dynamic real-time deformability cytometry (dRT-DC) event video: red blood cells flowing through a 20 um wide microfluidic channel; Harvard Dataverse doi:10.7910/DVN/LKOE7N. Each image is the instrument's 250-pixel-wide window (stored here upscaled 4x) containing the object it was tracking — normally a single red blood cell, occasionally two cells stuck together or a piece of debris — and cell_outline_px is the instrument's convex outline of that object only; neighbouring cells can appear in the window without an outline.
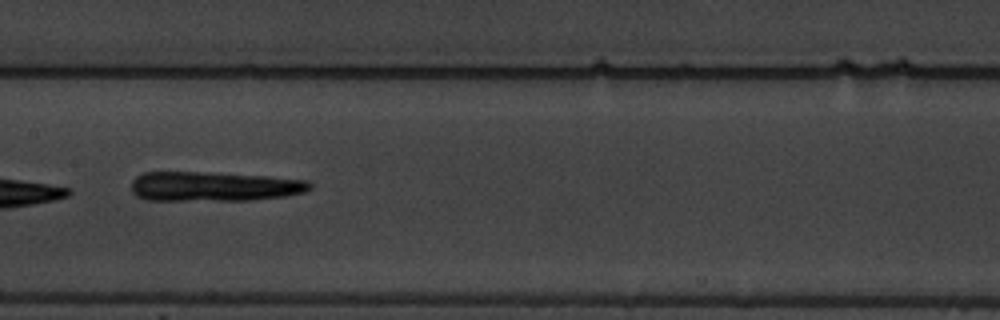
{"species": "common noctule bat (a hibernating species)", "species_latin": "Nyctalus noctula", "temperature_condition": "warm", "stored_images_in_passage": 6, "camera_frame_rate_fps": 3000, "um_per_image_px": 0.085, "animal": {"sex": "male", "body_mass_g": 19.5, "forearm_length_mm": 54.6}, "frame": {"image": 1, "passage_image": 5, "time_ms": 5.0, "image_size_px": [1000, 320], "cell_outline_px": [[312, 188], [304, 192], [284, 196], [252, 200], [148, 200], [136, 196], [132, 192], [132, 180], [136, 176], [144, 172], [212, 172], [268, 176], [308, 180], [312, 184]], "centroid_in_image_um": [18.19, 15.84], "position_along_channel_um": 189.2, "area_um2": 31.04}}